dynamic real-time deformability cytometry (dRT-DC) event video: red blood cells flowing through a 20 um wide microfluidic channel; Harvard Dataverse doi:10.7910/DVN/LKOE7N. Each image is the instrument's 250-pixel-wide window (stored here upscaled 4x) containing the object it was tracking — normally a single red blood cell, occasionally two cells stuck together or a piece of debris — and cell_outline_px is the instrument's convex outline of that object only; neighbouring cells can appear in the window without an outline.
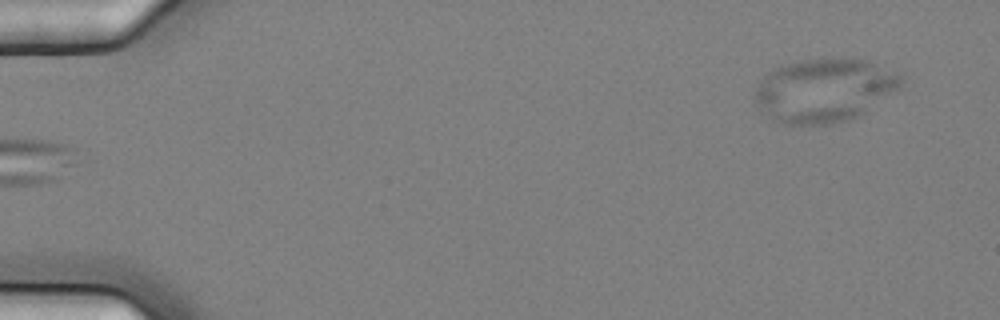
{"species": "common noctule bat (a hibernating species)", "species_latin": "Nyctalus noctula", "temperature_condition": "cold", "stored_images_in_passage": 7, "segment_of_instrument_passage": [2, 2], "camera_frame_rate_fps": 3000, "um_per_image_px": 0.085, "animal": {"sex": "female", "body_mass_g": 25.1}, "frame": {"image": 1, "passage_image": 7, "time_ms": 2.0, "image_size_px": [1000, 320], "cell_outline_px": [[904, 80], [900, 88], [864, 112], [856, 116], [832, 124], [784, 124], [760, 112], [752, 96], [760, 80], [768, 72], [776, 68], [800, 60], [820, 56], [852, 56], [868, 60], [896, 72], [904, 76]], "centroid_in_image_um": [70.06, 7.62], "position_along_channel_um": 14.9, "area_um2": 55.03}}